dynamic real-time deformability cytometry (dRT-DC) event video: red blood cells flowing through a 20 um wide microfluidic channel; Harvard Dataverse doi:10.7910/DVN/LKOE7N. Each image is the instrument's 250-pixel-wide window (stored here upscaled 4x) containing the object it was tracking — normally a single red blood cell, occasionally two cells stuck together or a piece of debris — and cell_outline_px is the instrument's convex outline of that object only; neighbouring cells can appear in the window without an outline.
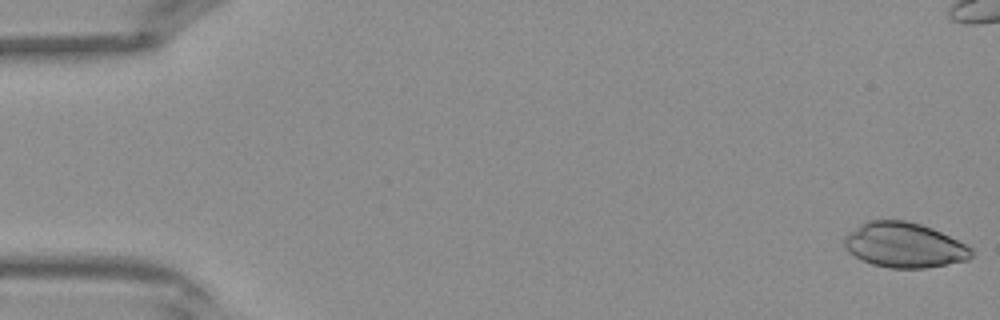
{"species": "Egyptian fruit bat (a non-hibernating species)", "species_latin": "Rousettus aegyptiacus", "temperature_condition": "warm", "stored_images_in_passage": 42, "camera_frame_rate_fps": 3000, "um_per_image_px": 0.085, "frame": {"image": 1, "passage_image": 1, "time_ms": 0.0, "image_size_px": [1000, 320], "cell_outline_px": [[972, 256], [968, 260], [924, 268], [888, 268], [872, 264], [848, 252], [844, 248], [844, 236], [848, 232], [860, 224], [868, 220], [904, 220], [920, 224], [932, 228], [972, 248]], "centroid_in_image_um": [76.82, 20.83], "position_along_channel_um": 8.2, "area_um2": 33.18}}
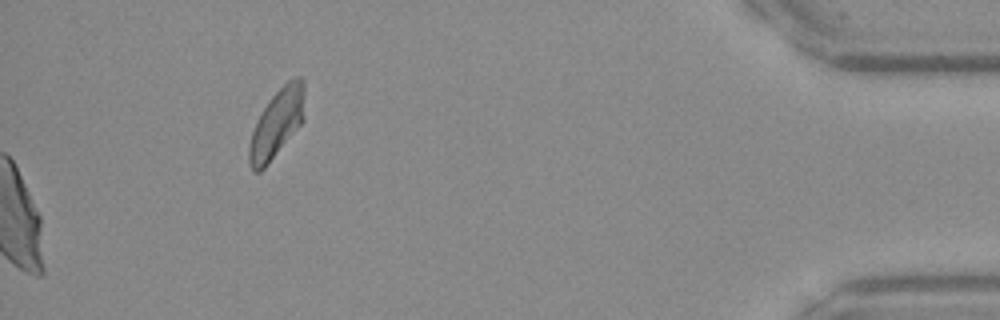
{"frame": {"image": 2, "passage_image": 42, "time_ms": 13.667, "image_size_px": [1000, 320], "cell_outline_px": [[304, 120], [268, 164], [260, 172], [252, 172], [248, 164], [248, 148], [252, 132], [256, 120], [272, 96], [288, 80], [296, 76], [300, 76], [304, 80]], "centroid_in_image_um": [23.52, 10.5], "position_along_channel_um": 411.7, "area_um2": 22.14}}